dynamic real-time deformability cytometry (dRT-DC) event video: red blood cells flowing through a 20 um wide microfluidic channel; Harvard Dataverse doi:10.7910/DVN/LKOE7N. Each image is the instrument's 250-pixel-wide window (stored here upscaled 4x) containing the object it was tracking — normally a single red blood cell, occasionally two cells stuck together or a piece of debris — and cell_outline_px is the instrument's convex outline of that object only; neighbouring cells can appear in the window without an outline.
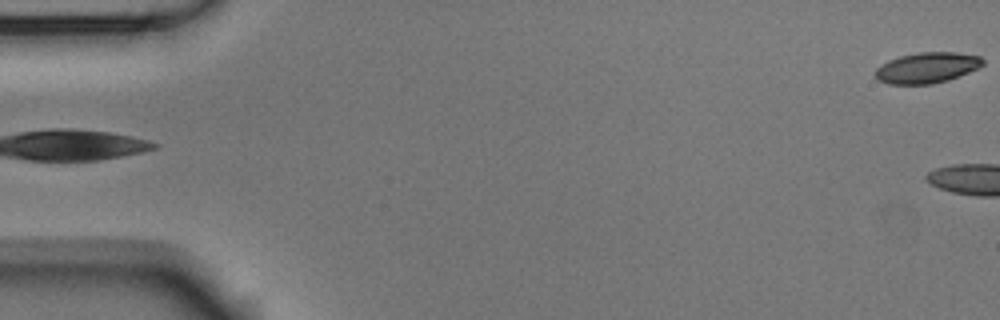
{"species": "Egyptian fruit bat (a non-hibernating species)", "species_latin": "Rousettus aegyptiacus", "temperature_condition": "room temperature", "stored_images_in_passage": 4, "segment_of_instrument_passage": [2, 2], "camera_frame_rate_fps": 3000, "um_per_image_px": 0.085, "animal": {"sex": "male"}, "frame": {"image": 1, "passage_image": 4, "time_ms": 1.0, "image_size_px": [1000, 320], "cell_outline_px": [[984, 64], [968, 72], [948, 80], [932, 84], [888, 84], [876, 80], [876, 68], [888, 60], [900, 56], [920, 52], [956, 52], [980, 56], [984, 60]], "centroid_in_image_um": [78.78, 5.76], "position_along_channel_um": 6.2, "area_um2": 19.19}}